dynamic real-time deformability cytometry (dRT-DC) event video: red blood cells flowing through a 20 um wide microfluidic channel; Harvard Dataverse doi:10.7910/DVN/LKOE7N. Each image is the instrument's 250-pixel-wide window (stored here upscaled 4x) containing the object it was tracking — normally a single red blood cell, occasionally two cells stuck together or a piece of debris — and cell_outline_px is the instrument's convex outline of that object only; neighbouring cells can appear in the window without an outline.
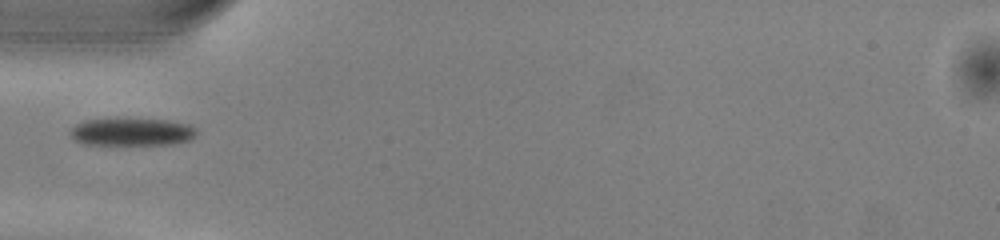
{"species": "common noctule bat (a hibernating species)", "species_latin": "Nyctalus noctula", "temperature_condition": "warm", "stored_images_in_passage": 35, "camera_frame_rate_fps": 3000, "um_per_image_px": 0.085, "animal": {"sex": "male", "body_mass_g": 13.0, "forearm_length_mm": 53.1}, "frame": {"image": 1, "passage_image": 1, "time_ms": 0.0, "image_size_px": [1000, 240], "cell_outline_px": [[196, 136], [192, 140], [172, 144], [84, 144], [76, 140], [68, 132], [76, 124], [84, 120], [116, 116], [168, 120], [188, 124], [196, 128]], "centroid_in_image_um": [11.2, 11.16], "position_along_channel_um": 73.8, "area_um2": 21.15}}
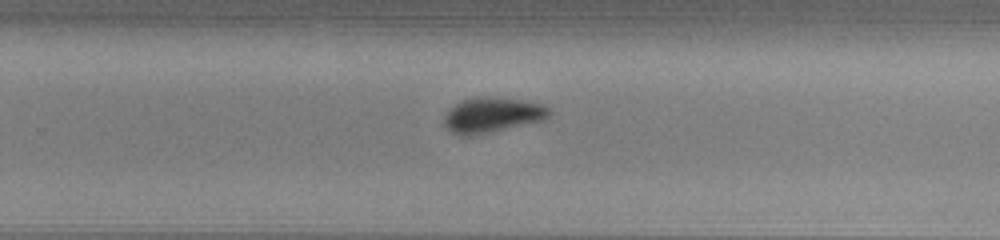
{"frame": {"image": 2, "passage_image": 17, "time_ms": 5.333, "image_size_px": [1000, 240], "cell_outline_px": [[552, 112], [544, 120], [488, 132], [468, 136], [460, 136], [452, 132], [444, 124], [444, 116], [448, 108], [460, 100], [484, 96], [488, 96], [524, 100], [544, 104]], "centroid_in_image_um": [41.82, 9.75], "position_along_channel_um": 288.0, "area_um2": 21.56}}
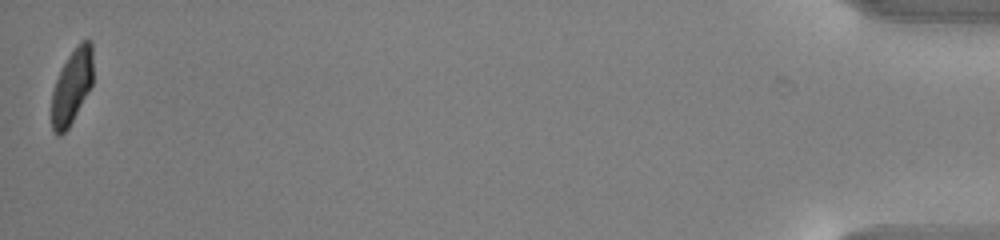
{"frame": {"image": 3, "passage_image": 35, "time_ms": 11.333, "image_size_px": [1000, 240], "cell_outline_px": [[92, 84], [68, 128], [60, 136], [56, 136], [52, 132], [52, 92], [56, 80], [68, 56], [80, 40], [92, 40]], "centroid_in_image_um": [6.1, 7.35], "position_along_channel_um": 429.1, "area_um2": 17.8}}